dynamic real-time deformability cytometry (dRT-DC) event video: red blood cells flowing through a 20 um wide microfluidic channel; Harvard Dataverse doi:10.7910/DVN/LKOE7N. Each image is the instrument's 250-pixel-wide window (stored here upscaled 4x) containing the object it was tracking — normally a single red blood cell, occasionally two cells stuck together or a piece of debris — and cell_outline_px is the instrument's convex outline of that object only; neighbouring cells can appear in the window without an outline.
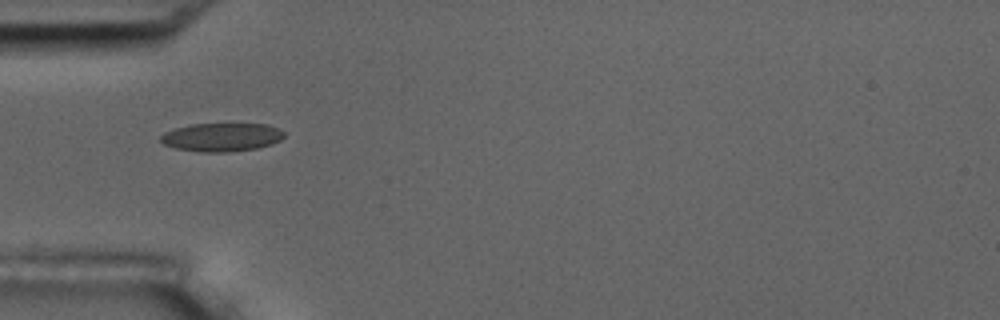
{"species": "common noctule bat (a hibernating species)", "species_latin": "Nyctalus noctula", "temperature_condition": "room temperature", "stored_images_in_passage": 7, "camera_frame_rate_fps": 3000, "um_per_image_px": 0.085, "animal": {"sex": "male", "body_mass_g": 17.5, "forearm_length_mm": 52.3}, "frame": {"image": 1, "passage_image": 1, "time_ms": 0.0, "image_size_px": [1000, 320], "cell_outline_px": [[284, 136], [280, 140], [272, 144], [256, 148], [228, 152], [200, 152], [176, 148], [164, 144], [160, 140], [160, 136], [164, 132], [176, 128], [192, 124], [268, 124], [284, 132]], "centroid_in_image_um": [18.83, 11.66], "position_along_channel_um": 66.2, "area_um2": 20.35}}
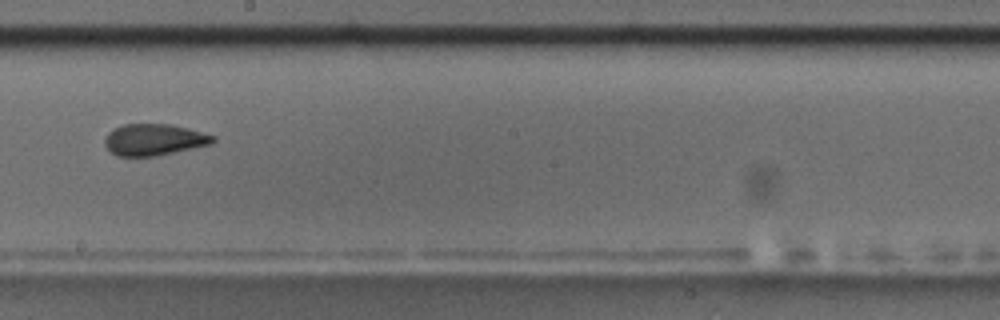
{"frame": {"image": 2, "passage_image": 5, "time_ms": 4.667, "image_size_px": [1000, 320], "cell_outline_px": [[216, 140], [212, 144], [156, 156], [116, 156], [104, 144], [104, 140], [108, 132], [124, 124], [172, 124], [188, 128], [216, 136]], "centroid_in_image_um": [13.12, 11.87], "position_along_channel_um": 235.1, "area_um2": 19.88}}
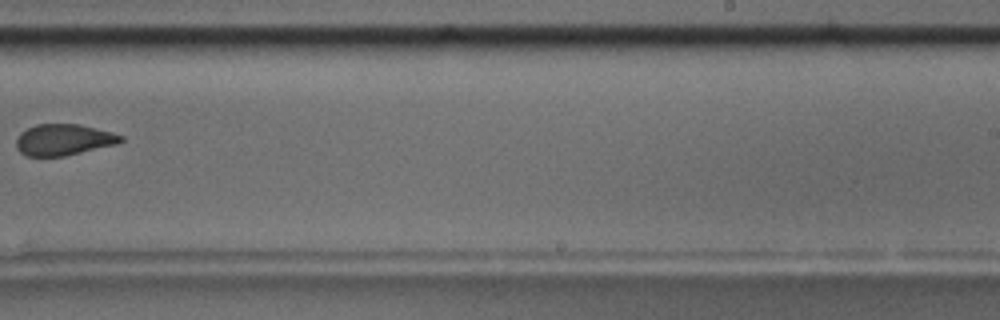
{"frame": {"image": 3, "passage_image": 6, "time_ms": 6.0, "image_size_px": [1000, 320], "cell_outline_px": [[124, 140], [116, 144], [64, 156], [28, 156], [20, 152], [16, 148], [16, 140], [20, 132], [36, 124], [80, 124], [112, 132], [124, 136]], "centroid_in_image_um": [5.4, 11.87], "position_along_channel_um": 283.6, "area_um2": 19.02}}